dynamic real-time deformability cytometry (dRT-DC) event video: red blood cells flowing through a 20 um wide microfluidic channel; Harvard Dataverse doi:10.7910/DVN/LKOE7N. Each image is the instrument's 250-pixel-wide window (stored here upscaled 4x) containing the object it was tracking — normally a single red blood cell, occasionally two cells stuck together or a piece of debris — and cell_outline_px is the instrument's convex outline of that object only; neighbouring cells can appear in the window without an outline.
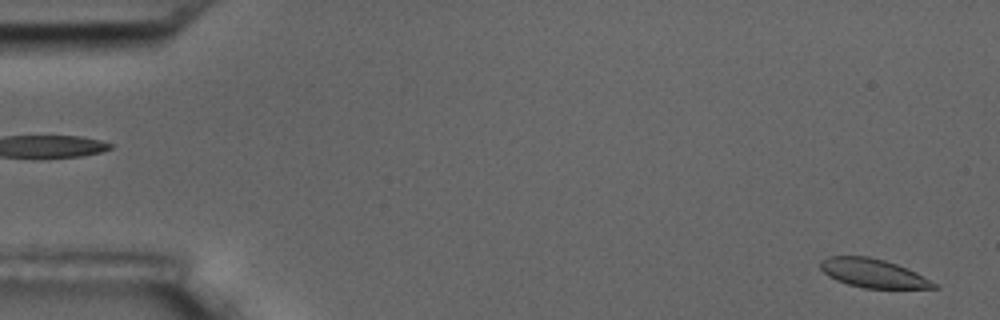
{"species": "common noctule bat (a hibernating species)", "species_latin": "Nyctalus noctula", "temperature_condition": "room temperature", "stored_images_in_passage": 57, "camera_frame_rate_fps": 3000, "um_per_image_px": 0.085, "animal": {"sex": "male", "body_mass_g": 17.5, "forearm_length_mm": 52.3}, "frame": {"image": 1, "passage_image": 2, "time_ms": 0.333, "image_size_px": [1000, 320], "cell_outline_px": [[940, 288], [864, 288], [848, 284], [836, 280], [828, 276], [820, 268], [820, 260], [828, 256], [868, 256], [884, 260], [896, 264], [916, 272], [940, 284]], "centroid_in_image_um": [74.24, 23.22], "position_along_channel_um": 10.8, "area_um2": 19.07}}
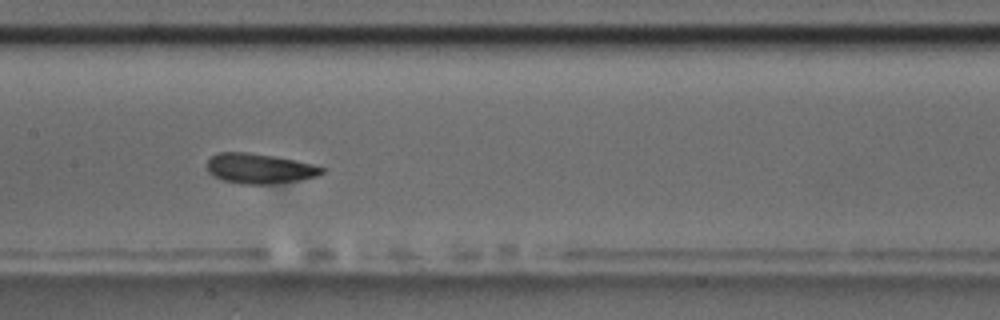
{"frame": {"image": 2, "passage_image": 28, "time_ms": 9.0, "image_size_px": [1000, 320], "cell_outline_px": [[324, 172], [316, 176], [300, 180], [272, 184], [240, 184], [224, 180], [212, 176], [208, 172], [204, 164], [216, 152], [248, 152], [272, 156], [312, 164], [324, 168]], "centroid_in_image_um": [21.98, 14.33], "position_along_channel_um": 185.4, "area_um2": 20.17}}
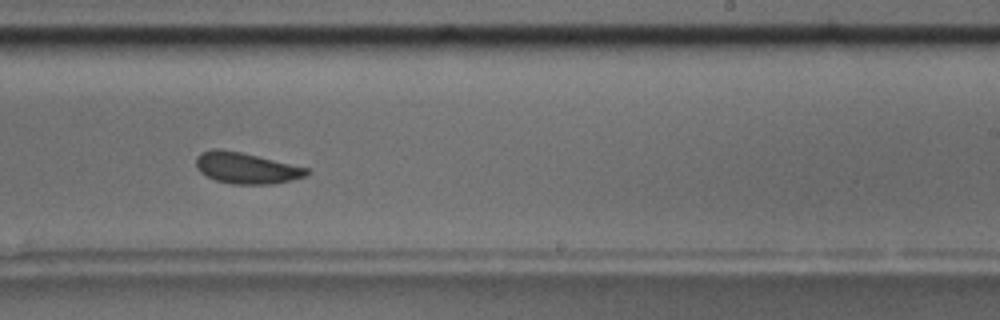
{"frame": {"image": 3, "passage_image": 35, "time_ms": 11.333, "image_size_px": [1000, 320], "cell_outline_px": [[308, 176], [292, 180], [272, 184], [232, 184], [216, 180], [200, 172], [196, 168], [196, 156], [200, 152], [212, 148], [216, 148], [240, 152], [308, 168]], "centroid_in_image_um": [20.9, 14.28], "position_along_channel_um": 268.1, "area_um2": 20.0}, "authors_computed_cell_mechanics": {"area_um2": 20.3456, "velocity_mm_per_s": 3.5493, "shape_relaxation_time_tau1_ms": 3.3372, "shape_relaxation_time_tau2_ms": 1.2024, "deformation_change_tau1": 0.1137, "deformation_change_tau2": 0.0545}}